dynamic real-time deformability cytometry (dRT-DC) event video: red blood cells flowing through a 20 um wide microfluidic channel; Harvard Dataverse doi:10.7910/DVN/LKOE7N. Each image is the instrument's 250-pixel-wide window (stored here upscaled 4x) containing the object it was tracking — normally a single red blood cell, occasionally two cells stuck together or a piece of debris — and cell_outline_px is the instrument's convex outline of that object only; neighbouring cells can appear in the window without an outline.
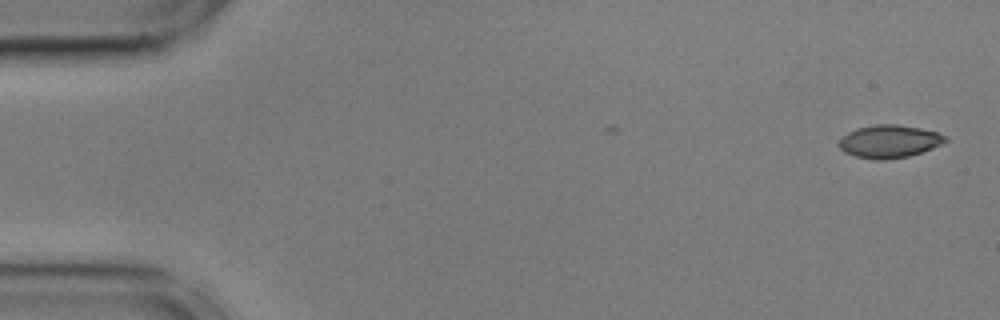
{"species": "common noctule bat (a hibernating species)", "species_latin": "Nyctalus noctula", "temperature_condition": "cold", "stored_images_in_passage": 3, "camera_frame_rate_fps": 3000, "um_per_image_px": 0.085, "animal": {"sex": "male", "body_mass_g": 17.9, "forearm_length_mm": 54.2}, "frame": {"image": 1, "passage_image": 1, "time_ms": 0.0, "image_size_px": [1000, 320], "cell_outline_px": [[948, 140], [932, 148], [908, 156], [884, 160], [872, 160], [856, 156], [844, 152], [836, 144], [848, 132], [856, 128], [876, 124], [896, 124], [920, 128], [936, 132], [948, 136]], "centroid_in_image_um": [75.57, 12.02], "position_along_channel_um": 9.4, "area_um2": 20.35}}